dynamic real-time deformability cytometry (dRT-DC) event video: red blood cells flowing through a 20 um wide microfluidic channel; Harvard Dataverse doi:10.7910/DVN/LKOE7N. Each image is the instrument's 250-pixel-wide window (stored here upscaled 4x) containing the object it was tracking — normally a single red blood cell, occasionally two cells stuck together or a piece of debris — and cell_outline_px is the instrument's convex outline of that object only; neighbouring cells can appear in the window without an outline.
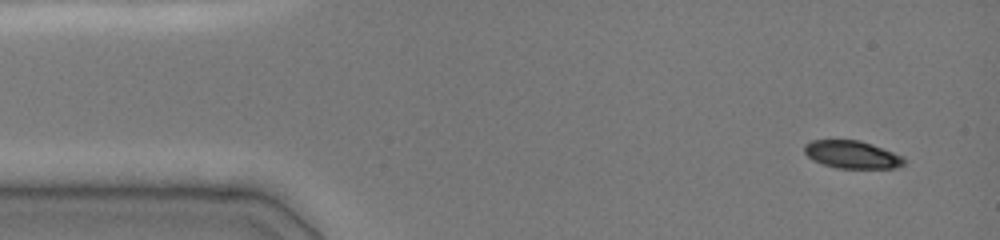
{"species": "common noctule bat (a hibernating species)", "species_latin": "Nyctalus noctula", "temperature_condition": "cold", "stored_images_in_passage": 4, "camera_frame_rate_fps": 3000, "um_per_image_px": 0.085, "animal": {"sex": "female", "body_mass_g": 19.0, "forearm_length_mm": 51.5}, "frame": {"image": 1, "passage_image": 1, "time_ms": 0.0, "image_size_px": [1000, 240], "cell_outline_px": [[904, 164], [896, 168], [836, 168], [812, 160], [804, 152], [804, 144], [812, 140], [860, 140], [872, 144], [904, 156]], "centroid_in_image_um": [72.42, 13.13], "position_along_channel_um": 12.6, "area_um2": 16.13}}
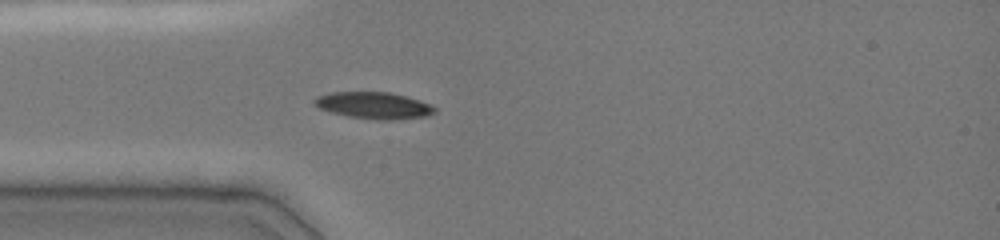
{"frame": {"image": 2, "passage_image": 4, "time_ms": 3.333, "image_size_px": [1000, 240], "cell_outline_px": [[436, 112], [428, 116], [392, 120], [376, 120], [348, 116], [332, 112], [320, 108], [312, 104], [312, 100], [316, 96], [332, 92], [388, 92], [404, 96], [432, 104], [436, 108]], "centroid_in_image_um": [31.77, 8.96], "position_along_channel_um": 53.2, "area_um2": 18.79}}